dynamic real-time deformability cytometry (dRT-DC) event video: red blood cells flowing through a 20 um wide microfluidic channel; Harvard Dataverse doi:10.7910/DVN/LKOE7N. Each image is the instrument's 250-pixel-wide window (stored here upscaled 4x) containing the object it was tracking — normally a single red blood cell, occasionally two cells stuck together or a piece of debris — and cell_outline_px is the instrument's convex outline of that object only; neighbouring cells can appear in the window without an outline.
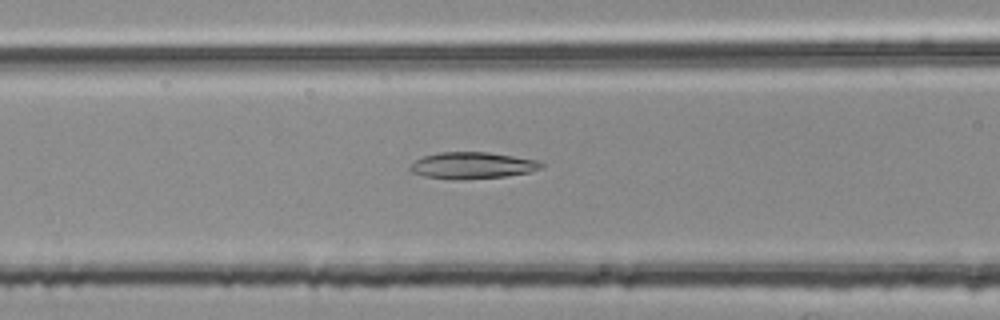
{"species": "common noctule bat (a hibernating species)", "species_latin": "Nyctalus noctula", "temperature_condition": "room temperature", "stored_images_in_passage": 38, "camera_frame_rate_fps": 3000, "um_per_image_px": 0.085, "animal": {"sex": "female", "body_mass_g": 25.1}, "frame": {"image": 1, "passage_image": 14, "time_ms": 4.333, "image_size_px": [1000, 320], "cell_outline_px": [[544, 164], [540, 168], [532, 172], [504, 176], [464, 180], [452, 180], [424, 176], [412, 172], [408, 168], [416, 160], [424, 156], [440, 152], [488, 152], [536, 160]], "centroid_in_image_um": [40.13, 14.07], "position_along_channel_um": 126.5, "area_um2": 20.29}}
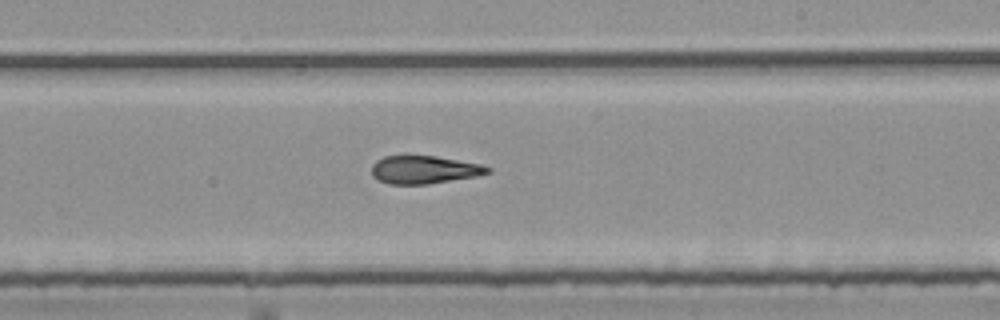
{"frame": {"image": 2, "passage_image": 24, "time_ms": 7.667, "image_size_px": [1000, 320], "cell_outline_px": [[492, 172], [476, 176], [428, 184], [388, 184], [372, 176], [372, 164], [376, 160], [384, 156], [436, 156], [480, 164], [492, 168]], "centroid_in_image_um": [36.05, 14.42], "position_along_channel_um": 252.9, "area_um2": 18.84}}
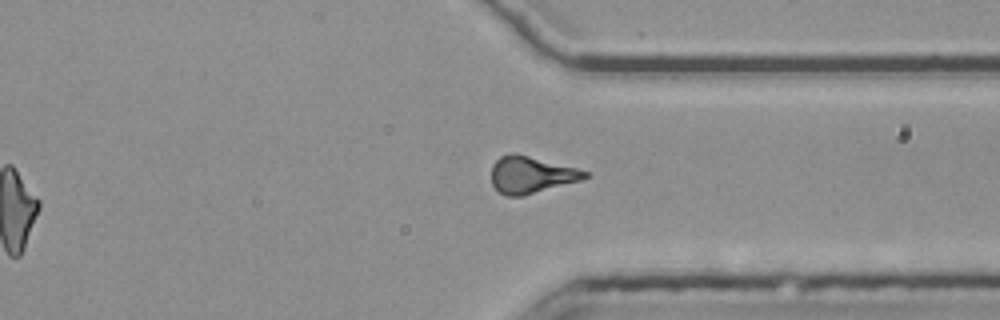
{"frame": {"image": 3, "passage_image": 33, "time_ms": 10.667, "image_size_px": [1000, 320], "cell_outline_px": [[592, 176], [580, 180], [520, 196], [508, 196], [500, 192], [492, 184], [492, 164], [500, 156], [512, 152], [576, 168], [588, 172]], "centroid_in_image_um": [45.13, 14.84], "position_along_channel_um": 366.3, "area_um2": 19.65}, "authors_computed_cell_mechanics": {"area_um2": 19.8543, "velocity_mm_per_s": 3.8039, "shape_relaxation_time_tau1_ms": null, "shape_relaxation_time_tau2_ms": 3.4738, "deformation_change_tau1": null, "deformation_change_tau2": 0.1453}}